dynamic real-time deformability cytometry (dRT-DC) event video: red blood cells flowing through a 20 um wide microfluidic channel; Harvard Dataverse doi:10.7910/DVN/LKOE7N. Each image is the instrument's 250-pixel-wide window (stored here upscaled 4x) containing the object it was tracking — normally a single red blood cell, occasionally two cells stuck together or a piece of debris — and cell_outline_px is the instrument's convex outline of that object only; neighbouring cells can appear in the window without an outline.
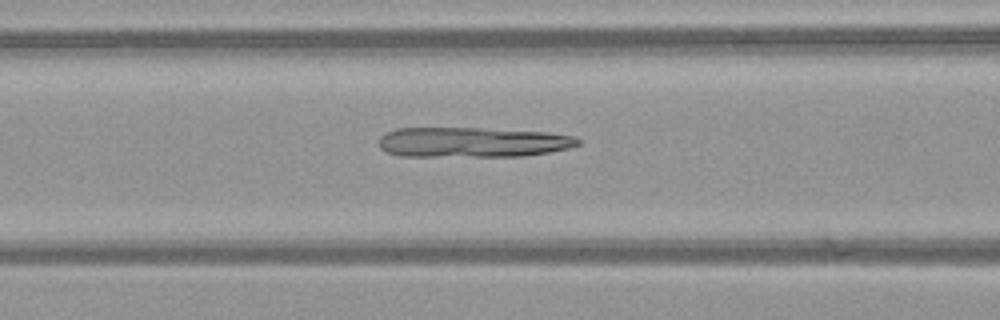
{"species": "common noctule bat (a hibernating species)", "species_latin": "Nyctalus noctula", "temperature_condition": "warm", "stored_images_in_passage": 15, "camera_frame_rate_fps": 3000, "um_per_image_px": 0.085, "animal": {"sex": "female", "body_mass_g": 21.9}, "frame": {"image": 1, "passage_image": 14, "time_ms": 4.333, "image_size_px": [1000, 320], "cell_outline_px": [[580, 144], [568, 148], [548, 152], [524, 156], [400, 156], [384, 152], [380, 148], [380, 136], [396, 128], [484, 128], [548, 132], [576, 136], [580, 140]], "centroid_in_image_um": [40.16, 12.09], "position_along_channel_um": 126.4, "area_um2": 35.08}}